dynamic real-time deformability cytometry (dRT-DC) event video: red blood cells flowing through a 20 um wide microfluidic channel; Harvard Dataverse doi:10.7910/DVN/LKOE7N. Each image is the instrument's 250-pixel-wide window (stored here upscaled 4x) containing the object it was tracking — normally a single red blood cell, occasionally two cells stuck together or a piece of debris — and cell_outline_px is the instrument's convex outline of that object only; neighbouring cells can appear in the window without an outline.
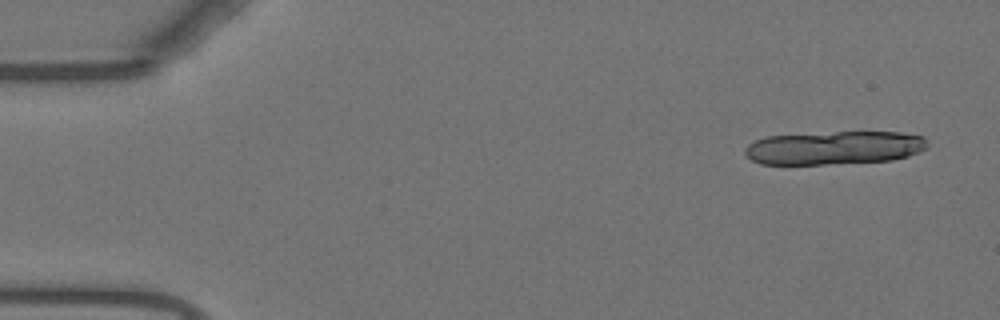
{"species": "Egyptian fruit bat (a non-hibernating species)", "species_latin": "Rousettus aegyptiacus", "temperature_condition": "warm", "stored_images_in_passage": 18, "camera_frame_rate_fps": 3000, "um_per_image_px": 0.085, "animal": {"sex": "female"}, "frame": {"image": 1, "passage_image": 3, "time_ms": 0.667, "image_size_px": [1000, 320], "cell_outline_px": [[928, 148], [920, 152], [908, 156], [892, 160], [824, 164], [760, 164], [752, 160], [744, 152], [744, 148], [748, 144], [764, 136], [836, 132], [900, 132], [924, 136], [928, 140]], "centroid_in_image_um": [70.94, 12.56], "position_along_channel_um": 14.1, "area_um2": 35.72}}